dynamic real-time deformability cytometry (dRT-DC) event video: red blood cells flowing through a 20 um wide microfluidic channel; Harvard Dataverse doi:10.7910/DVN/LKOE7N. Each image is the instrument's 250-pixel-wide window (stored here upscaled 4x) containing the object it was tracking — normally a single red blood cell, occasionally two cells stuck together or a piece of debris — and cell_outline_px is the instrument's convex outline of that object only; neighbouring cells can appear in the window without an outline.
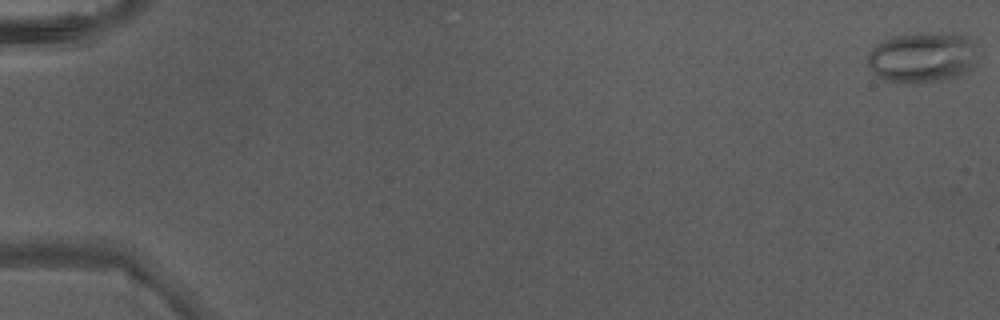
{"species": "Egyptian fruit bat (a non-hibernating species)", "species_latin": "Rousettus aegyptiacus", "temperature_condition": "warm", "stored_images_in_passage": 6, "camera_frame_rate_fps": 3000, "um_per_image_px": 0.085, "animal": {"sex": "male"}, "frame": {"image": 1, "passage_image": 1, "time_ms": 0.0, "image_size_px": [1000, 320], "cell_outline_px": [[972, 44], [968, 68], [944, 80], [908, 84], [884, 80], [876, 76], [868, 68], [868, 52], [876, 44], [892, 36], [916, 32], [956, 32], [968, 36], [972, 40]], "centroid_in_image_um": [78.24, 4.84], "position_along_channel_um": 6.8, "area_um2": 32.08}}